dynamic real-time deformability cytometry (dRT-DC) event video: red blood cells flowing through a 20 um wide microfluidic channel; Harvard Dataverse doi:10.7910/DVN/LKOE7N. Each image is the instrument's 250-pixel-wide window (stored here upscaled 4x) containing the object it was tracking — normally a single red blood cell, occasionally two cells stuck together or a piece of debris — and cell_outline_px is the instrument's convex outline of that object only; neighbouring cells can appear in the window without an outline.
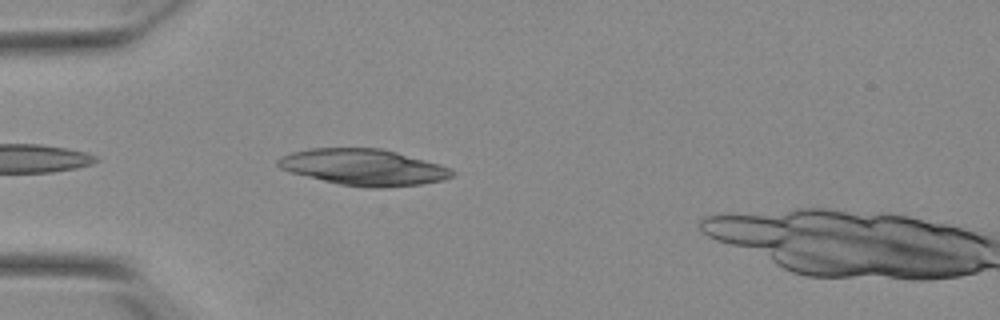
{"species": "Egyptian fruit bat (a non-hibernating species)", "species_latin": "Rousettus aegyptiacus", "temperature_condition": "warm", "stored_images_in_passage": 33, "camera_frame_rate_fps": 3000, "um_per_image_px": 0.085, "animal": {"sex": "female"}, "frame": {"image": 1, "passage_image": 3, "time_ms": 0.667, "image_size_px": [1000, 320], "cell_outline_px": [[456, 172], [452, 176], [444, 180], [420, 184], [380, 188], [372, 188], [340, 184], [292, 172], [280, 168], [276, 164], [276, 160], [280, 156], [292, 152], [308, 148], [384, 148], [440, 164]], "centroid_in_image_um": [30.91, 14.2], "position_along_channel_um": 54.1, "area_um2": 36.7}}
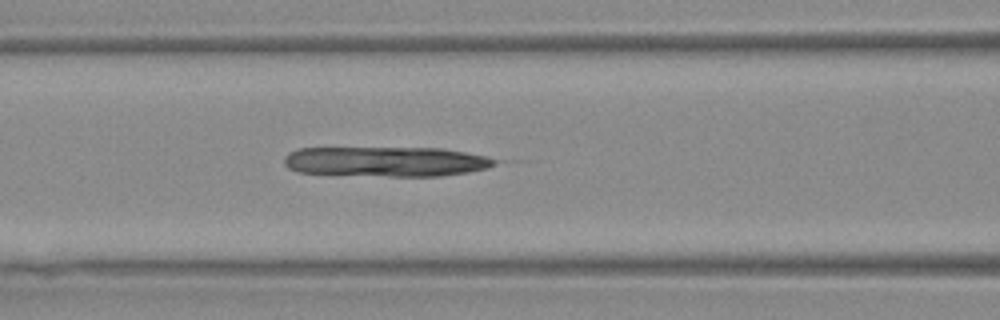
{"frame": {"image": 2, "passage_image": 10, "time_ms": 3.0, "image_size_px": [1000, 320], "cell_outline_px": [[496, 164], [488, 168], [468, 172], [440, 176], [392, 176], [296, 172], [288, 168], [284, 164], [284, 156], [288, 152], [300, 148], [440, 148], [464, 152], [484, 156], [496, 160]], "centroid_in_image_um": [32.77, 13.73], "position_along_channel_um": 133.8, "area_um2": 36.59}}